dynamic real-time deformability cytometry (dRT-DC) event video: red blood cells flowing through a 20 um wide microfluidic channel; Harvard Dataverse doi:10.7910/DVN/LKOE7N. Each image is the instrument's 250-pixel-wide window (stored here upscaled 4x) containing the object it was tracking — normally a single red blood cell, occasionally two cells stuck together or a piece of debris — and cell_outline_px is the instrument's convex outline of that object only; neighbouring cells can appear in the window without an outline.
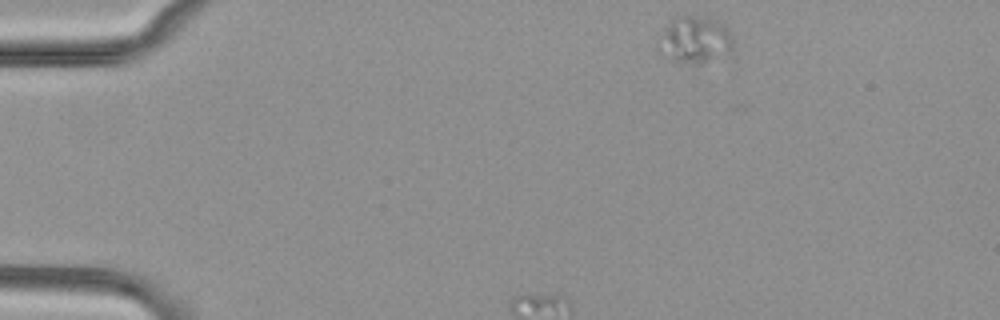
{"species": "common noctule bat (a hibernating species)", "species_latin": "Nyctalus noctula", "temperature_condition": "cold", "stored_images_in_passage": 21, "camera_frame_rate_fps": 3000, "um_per_image_px": 0.085, "animal": {"sex": "female", "body_mass_g": 29.2, "forearm_length_mm": 56.3}, "frame": {"image": 1, "passage_image": 1, "time_ms": 0.0, "image_size_px": [1000, 320], "cell_outline_px": [[732, 52], [700, 64], [668, 60], [656, 44], [656, 36], [668, 20], [676, 16], [708, 16], [724, 24], [728, 28], [732, 36]], "centroid_in_image_um": [59.01, 3.35], "position_along_channel_um": 26.0, "area_um2": 21.1}}